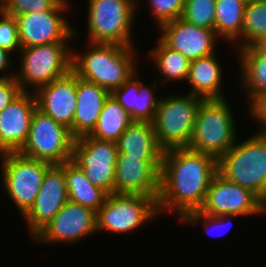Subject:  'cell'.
I'll return each mask as SVG.
<instances>
[{"label":"cell","instance_id":"1","mask_svg":"<svg viewBox=\"0 0 266 267\" xmlns=\"http://www.w3.org/2000/svg\"><path fill=\"white\" fill-rule=\"evenodd\" d=\"M217 158L189 148L163 152L160 172L158 212L177 213L181 220L187 213L199 210L213 177Z\"/></svg>","mask_w":266,"mask_h":267},{"label":"cell","instance_id":"2","mask_svg":"<svg viewBox=\"0 0 266 267\" xmlns=\"http://www.w3.org/2000/svg\"><path fill=\"white\" fill-rule=\"evenodd\" d=\"M88 45L84 54L72 50V70L79 78L111 93L136 73L134 47L89 42Z\"/></svg>","mask_w":266,"mask_h":267},{"label":"cell","instance_id":"3","mask_svg":"<svg viewBox=\"0 0 266 267\" xmlns=\"http://www.w3.org/2000/svg\"><path fill=\"white\" fill-rule=\"evenodd\" d=\"M217 173L250 190L266 205V135L256 132L217 159Z\"/></svg>","mask_w":266,"mask_h":267},{"label":"cell","instance_id":"4","mask_svg":"<svg viewBox=\"0 0 266 267\" xmlns=\"http://www.w3.org/2000/svg\"><path fill=\"white\" fill-rule=\"evenodd\" d=\"M226 100L203 99L199 105L189 149L219 158L237 140L235 120Z\"/></svg>","mask_w":266,"mask_h":267},{"label":"cell","instance_id":"5","mask_svg":"<svg viewBox=\"0 0 266 267\" xmlns=\"http://www.w3.org/2000/svg\"><path fill=\"white\" fill-rule=\"evenodd\" d=\"M167 96L160 97L157 114L152 122L157 143L163 151L188 148L203 99L189 93Z\"/></svg>","mask_w":266,"mask_h":267},{"label":"cell","instance_id":"6","mask_svg":"<svg viewBox=\"0 0 266 267\" xmlns=\"http://www.w3.org/2000/svg\"><path fill=\"white\" fill-rule=\"evenodd\" d=\"M137 1L89 0L88 42L133 47L130 34L137 11Z\"/></svg>","mask_w":266,"mask_h":267},{"label":"cell","instance_id":"7","mask_svg":"<svg viewBox=\"0 0 266 267\" xmlns=\"http://www.w3.org/2000/svg\"><path fill=\"white\" fill-rule=\"evenodd\" d=\"M68 43L56 42L21 48V66L14 78L22 91H29L27 85L35 86L34 89L37 90L72 69V50Z\"/></svg>","mask_w":266,"mask_h":267},{"label":"cell","instance_id":"8","mask_svg":"<svg viewBox=\"0 0 266 267\" xmlns=\"http://www.w3.org/2000/svg\"><path fill=\"white\" fill-rule=\"evenodd\" d=\"M74 141L70 129L36 108L27 141L19 153L50 164H63L72 160Z\"/></svg>","mask_w":266,"mask_h":267},{"label":"cell","instance_id":"9","mask_svg":"<svg viewBox=\"0 0 266 267\" xmlns=\"http://www.w3.org/2000/svg\"><path fill=\"white\" fill-rule=\"evenodd\" d=\"M158 197L112 193L97 211V232L130 233L159 215Z\"/></svg>","mask_w":266,"mask_h":267},{"label":"cell","instance_id":"10","mask_svg":"<svg viewBox=\"0 0 266 267\" xmlns=\"http://www.w3.org/2000/svg\"><path fill=\"white\" fill-rule=\"evenodd\" d=\"M1 156L4 191L24 215L33 205L46 170L52 164L26 157L19 152L3 153Z\"/></svg>","mask_w":266,"mask_h":267},{"label":"cell","instance_id":"11","mask_svg":"<svg viewBox=\"0 0 266 267\" xmlns=\"http://www.w3.org/2000/svg\"><path fill=\"white\" fill-rule=\"evenodd\" d=\"M116 142L102 141L89 135L75 139L72 162L85 177L108 195L115 193V167L118 157Z\"/></svg>","mask_w":266,"mask_h":267},{"label":"cell","instance_id":"12","mask_svg":"<svg viewBox=\"0 0 266 267\" xmlns=\"http://www.w3.org/2000/svg\"><path fill=\"white\" fill-rule=\"evenodd\" d=\"M68 1L63 0L53 10L16 16L21 47L71 41L76 35V30H73L61 14L69 9Z\"/></svg>","mask_w":266,"mask_h":267},{"label":"cell","instance_id":"13","mask_svg":"<svg viewBox=\"0 0 266 267\" xmlns=\"http://www.w3.org/2000/svg\"><path fill=\"white\" fill-rule=\"evenodd\" d=\"M199 211L212 216H253L265 214L266 205L250 190L225 180L217 173Z\"/></svg>","mask_w":266,"mask_h":267},{"label":"cell","instance_id":"14","mask_svg":"<svg viewBox=\"0 0 266 267\" xmlns=\"http://www.w3.org/2000/svg\"><path fill=\"white\" fill-rule=\"evenodd\" d=\"M162 157L118 154L115 193L159 197Z\"/></svg>","mask_w":266,"mask_h":267},{"label":"cell","instance_id":"15","mask_svg":"<svg viewBox=\"0 0 266 267\" xmlns=\"http://www.w3.org/2000/svg\"><path fill=\"white\" fill-rule=\"evenodd\" d=\"M94 233H97V212L68 200L33 240L39 244L76 243Z\"/></svg>","mask_w":266,"mask_h":267},{"label":"cell","instance_id":"16","mask_svg":"<svg viewBox=\"0 0 266 267\" xmlns=\"http://www.w3.org/2000/svg\"><path fill=\"white\" fill-rule=\"evenodd\" d=\"M68 201L64 163L52 164L44 175L39 193L23 215L32 237L44 228Z\"/></svg>","mask_w":266,"mask_h":267},{"label":"cell","instance_id":"17","mask_svg":"<svg viewBox=\"0 0 266 267\" xmlns=\"http://www.w3.org/2000/svg\"><path fill=\"white\" fill-rule=\"evenodd\" d=\"M160 39L189 61L214 54L219 37L211 29L195 26L182 17L162 24Z\"/></svg>","mask_w":266,"mask_h":267},{"label":"cell","instance_id":"18","mask_svg":"<svg viewBox=\"0 0 266 267\" xmlns=\"http://www.w3.org/2000/svg\"><path fill=\"white\" fill-rule=\"evenodd\" d=\"M36 108L35 94L23 91L0 112V154L21 150L27 141Z\"/></svg>","mask_w":266,"mask_h":267},{"label":"cell","instance_id":"19","mask_svg":"<svg viewBox=\"0 0 266 267\" xmlns=\"http://www.w3.org/2000/svg\"><path fill=\"white\" fill-rule=\"evenodd\" d=\"M76 88L77 74L71 69L64 76L34 91L37 108L71 129L77 104Z\"/></svg>","mask_w":266,"mask_h":267},{"label":"cell","instance_id":"20","mask_svg":"<svg viewBox=\"0 0 266 267\" xmlns=\"http://www.w3.org/2000/svg\"><path fill=\"white\" fill-rule=\"evenodd\" d=\"M137 75V72L134 73L126 82L119 88L114 89L110 94L130 114L133 121L152 123L157 114L160 100V98L155 97L153 90H157L159 85L156 79L151 84L152 86L144 85Z\"/></svg>","mask_w":266,"mask_h":267},{"label":"cell","instance_id":"21","mask_svg":"<svg viewBox=\"0 0 266 267\" xmlns=\"http://www.w3.org/2000/svg\"><path fill=\"white\" fill-rule=\"evenodd\" d=\"M77 104L73 118L71 135L78 137L89 135L95 128L105 100L110 92L96 83L77 76Z\"/></svg>","mask_w":266,"mask_h":267},{"label":"cell","instance_id":"22","mask_svg":"<svg viewBox=\"0 0 266 267\" xmlns=\"http://www.w3.org/2000/svg\"><path fill=\"white\" fill-rule=\"evenodd\" d=\"M216 55L198 58L190 61L187 81L192 86L189 94L199 96L202 99H223L221 90L222 75L220 63Z\"/></svg>","mask_w":266,"mask_h":267},{"label":"cell","instance_id":"23","mask_svg":"<svg viewBox=\"0 0 266 267\" xmlns=\"http://www.w3.org/2000/svg\"><path fill=\"white\" fill-rule=\"evenodd\" d=\"M238 51L243 73L241 86L248 91V104H251L257 97L266 96V48L260 44Z\"/></svg>","mask_w":266,"mask_h":267},{"label":"cell","instance_id":"24","mask_svg":"<svg viewBox=\"0 0 266 267\" xmlns=\"http://www.w3.org/2000/svg\"><path fill=\"white\" fill-rule=\"evenodd\" d=\"M118 154L134 157H163L154 126L147 121H133L116 141Z\"/></svg>","mask_w":266,"mask_h":267},{"label":"cell","instance_id":"25","mask_svg":"<svg viewBox=\"0 0 266 267\" xmlns=\"http://www.w3.org/2000/svg\"><path fill=\"white\" fill-rule=\"evenodd\" d=\"M64 175L69 201L89 207L96 212L103 206L108 194L94 186L75 163L72 161L64 163Z\"/></svg>","mask_w":266,"mask_h":267},{"label":"cell","instance_id":"26","mask_svg":"<svg viewBox=\"0 0 266 267\" xmlns=\"http://www.w3.org/2000/svg\"><path fill=\"white\" fill-rule=\"evenodd\" d=\"M132 122L130 114L110 94L89 136L102 141L116 142Z\"/></svg>","mask_w":266,"mask_h":267},{"label":"cell","instance_id":"27","mask_svg":"<svg viewBox=\"0 0 266 267\" xmlns=\"http://www.w3.org/2000/svg\"><path fill=\"white\" fill-rule=\"evenodd\" d=\"M247 0H216L215 32L220 38L237 44L242 38V27ZM239 38V39H238Z\"/></svg>","mask_w":266,"mask_h":267},{"label":"cell","instance_id":"28","mask_svg":"<svg viewBox=\"0 0 266 267\" xmlns=\"http://www.w3.org/2000/svg\"><path fill=\"white\" fill-rule=\"evenodd\" d=\"M238 42L237 51L238 49L266 42V0H247L242 38Z\"/></svg>","mask_w":266,"mask_h":267},{"label":"cell","instance_id":"29","mask_svg":"<svg viewBox=\"0 0 266 267\" xmlns=\"http://www.w3.org/2000/svg\"><path fill=\"white\" fill-rule=\"evenodd\" d=\"M148 57L153 60L155 67L160 72L161 77L164 76L172 82L187 80L190 61L180 52L169 48L161 39L157 46L149 51Z\"/></svg>","mask_w":266,"mask_h":267},{"label":"cell","instance_id":"30","mask_svg":"<svg viewBox=\"0 0 266 267\" xmlns=\"http://www.w3.org/2000/svg\"><path fill=\"white\" fill-rule=\"evenodd\" d=\"M216 0H185L182 18L195 26L215 31Z\"/></svg>","mask_w":266,"mask_h":267},{"label":"cell","instance_id":"31","mask_svg":"<svg viewBox=\"0 0 266 267\" xmlns=\"http://www.w3.org/2000/svg\"><path fill=\"white\" fill-rule=\"evenodd\" d=\"M63 0H0V10L10 16L55 9Z\"/></svg>","mask_w":266,"mask_h":267},{"label":"cell","instance_id":"32","mask_svg":"<svg viewBox=\"0 0 266 267\" xmlns=\"http://www.w3.org/2000/svg\"><path fill=\"white\" fill-rule=\"evenodd\" d=\"M158 28L169 21L182 17L185 0H147Z\"/></svg>","mask_w":266,"mask_h":267},{"label":"cell","instance_id":"33","mask_svg":"<svg viewBox=\"0 0 266 267\" xmlns=\"http://www.w3.org/2000/svg\"><path fill=\"white\" fill-rule=\"evenodd\" d=\"M0 48L8 52L20 51L18 25L16 17L4 14L0 10Z\"/></svg>","mask_w":266,"mask_h":267},{"label":"cell","instance_id":"34","mask_svg":"<svg viewBox=\"0 0 266 267\" xmlns=\"http://www.w3.org/2000/svg\"><path fill=\"white\" fill-rule=\"evenodd\" d=\"M233 216H237L238 215H221V216H212V215H207V214H204L202 212H200L199 210L197 211H193V212H189L187 213L182 219H181V222L184 224H188L189 226L190 225H193L194 224H199L198 222H200V220L202 219V221H204V229L206 230V232L208 231L207 229L210 227L209 225H212L213 228H222L223 227L225 228V225L229 226L228 224H230V221H231V218L233 219ZM228 222H226V221ZM222 226V227H221ZM211 228V227H210ZM221 230V229H220ZM229 230V229H228ZM211 231V230H210ZM213 231V230H212ZM218 232V230H217ZM222 232H224L222 230ZM226 233V232H224ZM220 236V235H219Z\"/></svg>","mask_w":266,"mask_h":267},{"label":"cell","instance_id":"35","mask_svg":"<svg viewBox=\"0 0 266 267\" xmlns=\"http://www.w3.org/2000/svg\"><path fill=\"white\" fill-rule=\"evenodd\" d=\"M14 75H0V112L23 92Z\"/></svg>","mask_w":266,"mask_h":267},{"label":"cell","instance_id":"36","mask_svg":"<svg viewBox=\"0 0 266 267\" xmlns=\"http://www.w3.org/2000/svg\"><path fill=\"white\" fill-rule=\"evenodd\" d=\"M249 107V115L256 120L261 129L258 133L266 135V96L257 97Z\"/></svg>","mask_w":266,"mask_h":267},{"label":"cell","instance_id":"37","mask_svg":"<svg viewBox=\"0 0 266 267\" xmlns=\"http://www.w3.org/2000/svg\"><path fill=\"white\" fill-rule=\"evenodd\" d=\"M10 52H8L5 49L0 48V73L8 71L6 69L10 68L12 63V60L10 58Z\"/></svg>","mask_w":266,"mask_h":267}]
</instances>
